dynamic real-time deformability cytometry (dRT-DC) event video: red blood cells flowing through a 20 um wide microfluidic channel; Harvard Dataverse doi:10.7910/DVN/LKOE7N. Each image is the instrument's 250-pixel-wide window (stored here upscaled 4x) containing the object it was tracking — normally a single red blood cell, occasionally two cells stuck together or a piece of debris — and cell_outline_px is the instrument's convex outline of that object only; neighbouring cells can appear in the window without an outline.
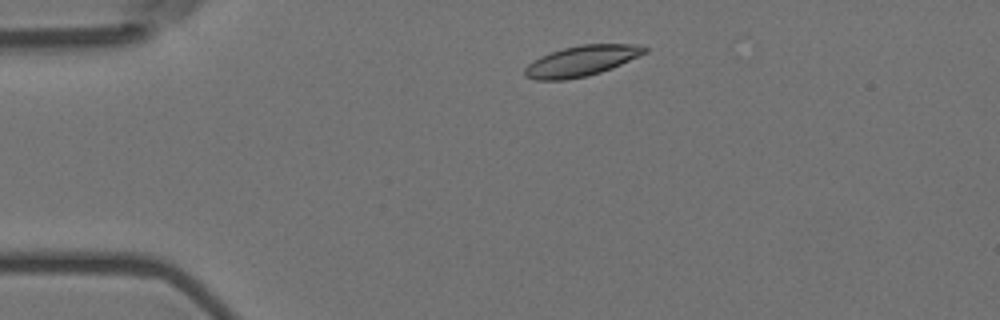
{"species": "Egyptian fruit bat (a non-hibernating species)", "species_latin": "Rousettus aegyptiacus", "temperature_condition": "room temperature", "stored_images_in_passage": 7, "camera_frame_rate_fps": 3000, "um_per_image_px": 0.085, "animal": {"sex": "female"}, "frame": {"image": 1, "passage_image": 2, "time_ms": 0.333, "image_size_px": [1000, 320], "cell_outline_px": [[648, 52], [612, 68], [588, 76], [564, 80], [536, 80], [524, 76], [524, 68], [532, 60], [540, 56], [564, 48], [580, 44], [632, 44], [648, 48]], "centroid_in_image_um": [49.4, 5.18], "position_along_channel_um": 35.6, "area_um2": 21.33}}
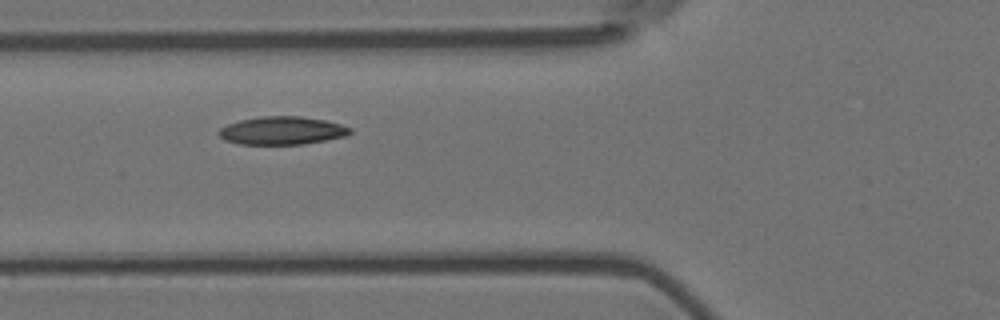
{"frame": {"image": 2, "passage_image": 4, "time_ms": 1.0, "image_size_px": [1000, 320], "cell_outline_px": [[352, 132], [344, 136], [304, 144], [240, 144], [224, 140], [216, 132], [220, 128], [228, 124], [240, 120], [260, 116], [300, 116], [324, 120], [340, 124], [352, 128]], "centroid_in_image_um": [23.95, 11.1], "position_along_channel_um": 101.9, "area_um2": 21.39}}
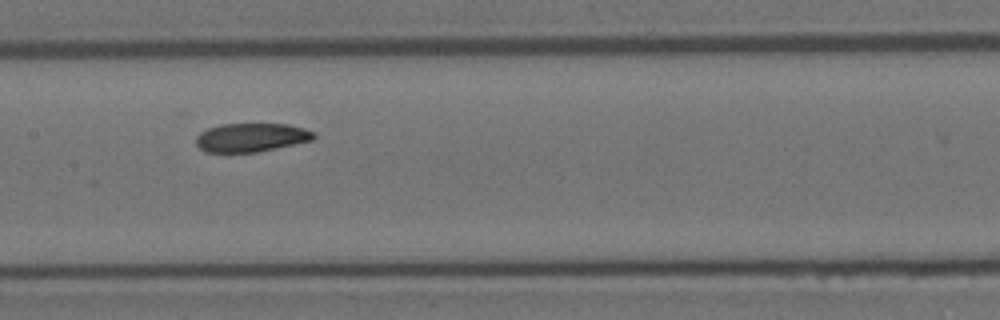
{"frame": {"image": 3, "passage_image": 6, "time_ms": 1.667, "image_size_px": [1000, 320], "cell_outline_px": [[316, 136], [312, 140], [256, 152], [204, 152], [196, 144], [196, 136], [200, 132], [208, 128], [220, 124], [288, 124], [304, 128], [316, 132]], "centroid_in_image_um": [21.34, 11.68], "position_along_channel_um": 186.1, "area_um2": 19.65}}